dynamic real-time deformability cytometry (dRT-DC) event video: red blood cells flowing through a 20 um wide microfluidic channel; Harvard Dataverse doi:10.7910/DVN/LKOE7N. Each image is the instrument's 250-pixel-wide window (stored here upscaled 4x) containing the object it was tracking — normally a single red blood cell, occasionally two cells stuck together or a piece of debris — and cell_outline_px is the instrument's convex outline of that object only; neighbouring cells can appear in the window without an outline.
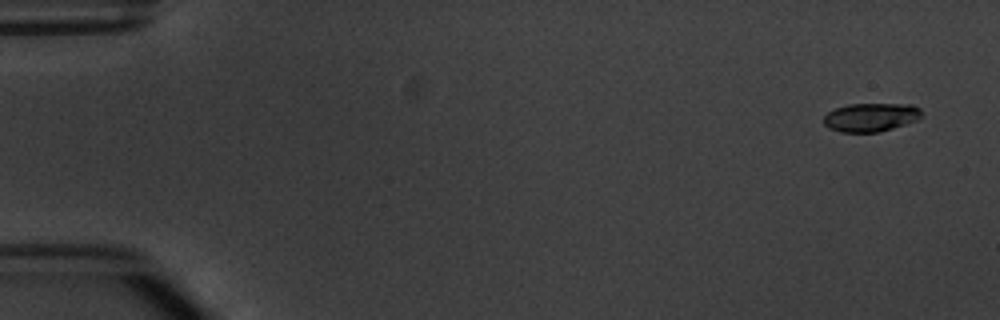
{"species": "common noctule bat (a hibernating species)", "species_latin": "Nyctalus noctula", "temperature_condition": "warm", "stored_images_in_passage": 5, "camera_frame_rate_fps": 3000, "um_per_image_px": 0.085, "animal": {"sex": "male", "body_mass_g": 20.1, "forearm_length_mm": 53.5}, "frame": {"image": 1, "passage_image": 1, "time_ms": 0.0, "image_size_px": [1000, 320], "cell_outline_px": [[924, 116], [916, 120], [880, 132], [840, 132], [828, 128], [824, 124], [824, 116], [828, 112], [836, 108], [848, 104], [912, 104], [920, 108]], "centroid_in_image_um": [74.03, 9.96], "position_along_channel_um": 11.0, "area_um2": 16.36}}
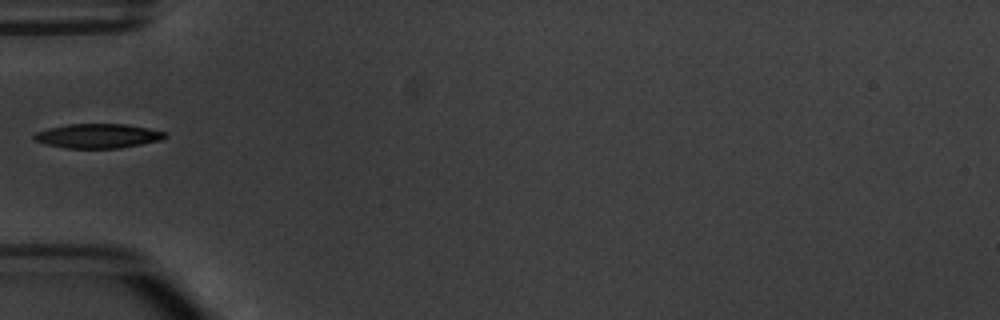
{"frame": {"image": 2, "passage_image": 5, "time_ms": 5.333, "image_size_px": [1000, 320], "cell_outline_px": [[168, 136], [160, 140], [120, 148], [64, 148], [44, 144], [36, 140], [32, 136], [36, 132], [48, 128], [68, 124], [128, 124], [168, 132]], "centroid_in_image_um": [8.33, 11.55], "position_along_channel_um": 76.7, "area_um2": 18.67}}